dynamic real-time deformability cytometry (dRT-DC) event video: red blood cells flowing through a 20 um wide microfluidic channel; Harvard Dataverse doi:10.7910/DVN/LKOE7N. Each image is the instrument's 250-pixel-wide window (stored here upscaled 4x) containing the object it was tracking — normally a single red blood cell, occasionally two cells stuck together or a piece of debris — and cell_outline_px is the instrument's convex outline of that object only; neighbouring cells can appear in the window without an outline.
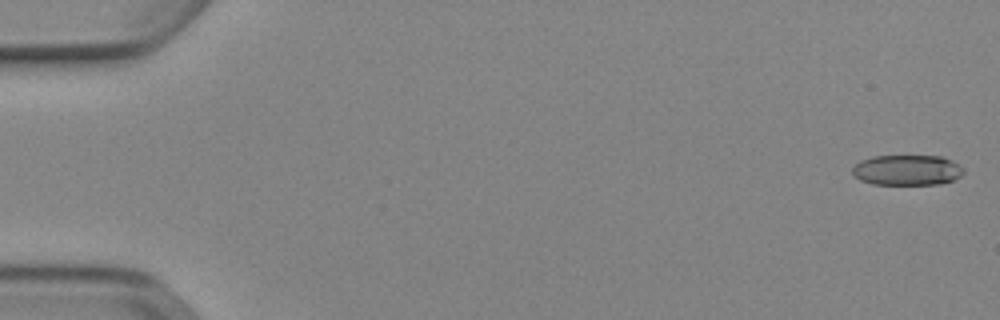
{"species": "Egyptian fruit bat (a non-hibernating species)", "species_latin": "Rousettus aegyptiacus", "temperature_condition": "cold", "stored_images_in_passage": 52, "camera_frame_rate_fps": 3000, "um_per_image_px": 0.085, "animal": {"sex": "female"}, "frame": {"image": 1, "passage_image": 1, "time_ms": 0.0, "image_size_px": [1000, 320], "cell_outline_px": [[964, 172], [960, 176], [952, 180], [940, 184], [872, 184], [860, 180], [852, 176], [852, 168], [860, 160], [872, 156], [940, 156], [952, 160], [964, 168]], "centroid_in_image_um": [77.08, 14.45], "position_along_channel_um": 7.9, "area_um2": 19.83}}
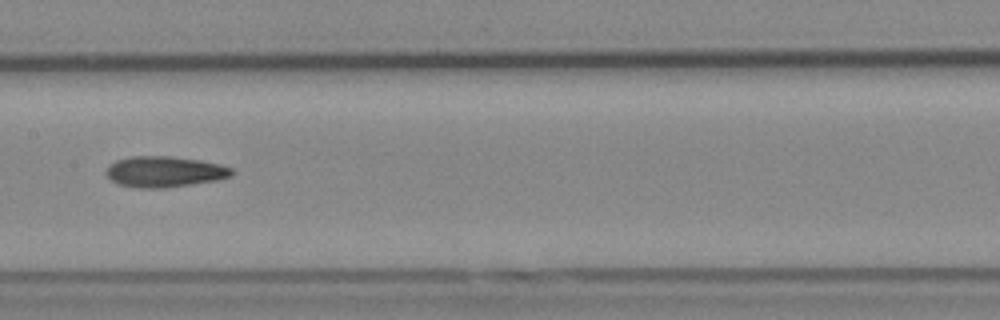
{"frame": {"image": 2, "passage_image": 27, "time_ms": 8.667, "image_size_px": [1000, 320], "cell_outline_px": [[232, 176], [216, 180], [164, 188], [140, 188], [116, 184], [104, 172], [116, 160], [132, 156], [172, 156], [200, 160], [220, 164], [232, 168]], "centroid_in_image_um": [13.98, 14.59], "position_along_channel_um": 193.4, "area_um2": 22.48}}
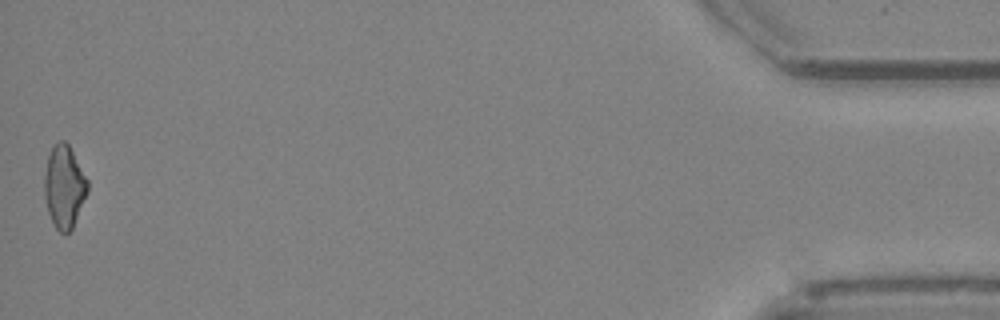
{"frame": {"image": 3, "passage_image": 52, "time_ms": 17.0, "image_size_px": [1000, 320], "cell_outline_px": [[88, 192], [72, 228], [68, 232], [60, 232], [56, 228], [48, 212], [44, 196], [44, 176], [48, 156], [52, 144], [60, 140], [64, 140], [68, 144], [88, 180]], "centroid_in_image_um": [5.45, 15.84], "position_along_channel_um": 429.8, "area_um2": 20.69}, "authors_computed_cell_mechanics": {"area_um2": 21.5594, "velocity_mm_per_s": 3.9199, "shape_relaxation_time_tau1_ms": null, "shape_relaxation_time_tau2_ms": 6.442, "deformation_change_tau1": null, "deformation_change_tau2": 0.1741}}